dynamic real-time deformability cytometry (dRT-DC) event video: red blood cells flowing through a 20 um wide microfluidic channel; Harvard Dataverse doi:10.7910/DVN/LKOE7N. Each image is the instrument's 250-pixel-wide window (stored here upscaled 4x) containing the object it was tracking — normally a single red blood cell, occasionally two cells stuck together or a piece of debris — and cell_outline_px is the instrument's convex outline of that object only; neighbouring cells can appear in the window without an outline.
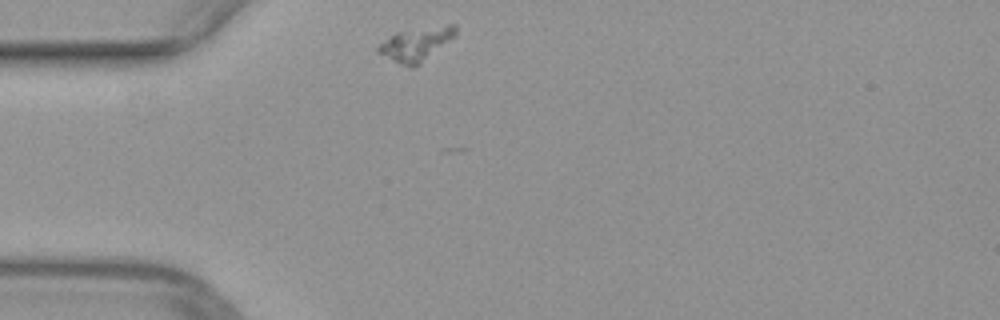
{"species": "common noctule bat (a hibernating species)", "species_latin": "Nyctalus noctula", "temperature_condition": "warm", "stored_images_in_passage": 30, "camera_frame_rate_fps": 3000, "um_per_image_px": 0.085, "animal": {"sex": "female", "body_mass_g": 29.2, "forearm_length_mm": 56.3}, "frame": {"image": 1, "passage_image": 1, "time_ms": 0.0, "image_size_px": [1000, 320], "cell_outline_px": [[456, 32], [452, 36], [416, 68], [408, 68], [376, 52], [376, 48], [384, 40], [396, 32], [448, 24], [456, 24]], "centroid_in_image_um": [35.31, 3.77], "position_along_channel_um": 49.7, "area_um2": 14.74}}
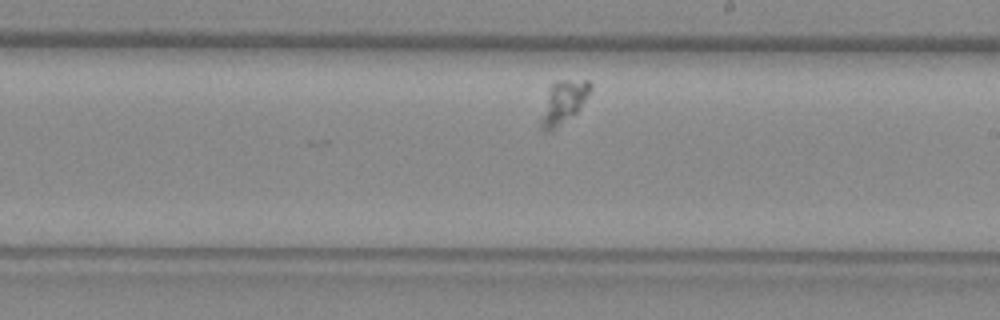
{"frame": {"image": 2, "passage_image": 18, "time_ms": 5.667, "image_size_px": [1000, 320], "cell_outline_px": [[592, 88], [576, 112], [548, 132], [544, 132], [540, 128], [540, 120], [548, 88], [556, 80], [588, 80], [592, 84]], "centroid_in_image_um": [47.85, 8.65], "position_along_channel_um": 241.1, "area_um2": 12.08}}
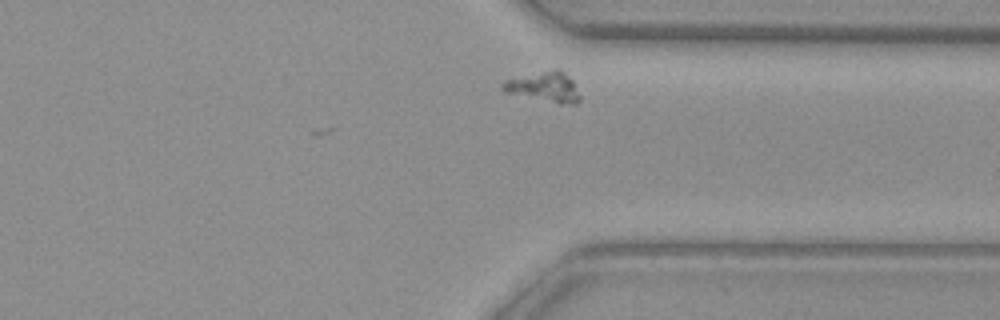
{"frame": {"image": 3, "passage_image": 28, "time_ms": 9.0, "image_size_px": [1000, 320], "cell_outline_px": [[580, 100], [576, 104], [560, 104], [504, 92], [500, 88], [500, 84], [504, 80], [552, 68], [556, 68], [564, 72], [572, 80], [580, 96]], "centroid_in_image_um": [46.24, 7.38], "position_along_channel_um": 365.2, "area_um2": 13.7}}